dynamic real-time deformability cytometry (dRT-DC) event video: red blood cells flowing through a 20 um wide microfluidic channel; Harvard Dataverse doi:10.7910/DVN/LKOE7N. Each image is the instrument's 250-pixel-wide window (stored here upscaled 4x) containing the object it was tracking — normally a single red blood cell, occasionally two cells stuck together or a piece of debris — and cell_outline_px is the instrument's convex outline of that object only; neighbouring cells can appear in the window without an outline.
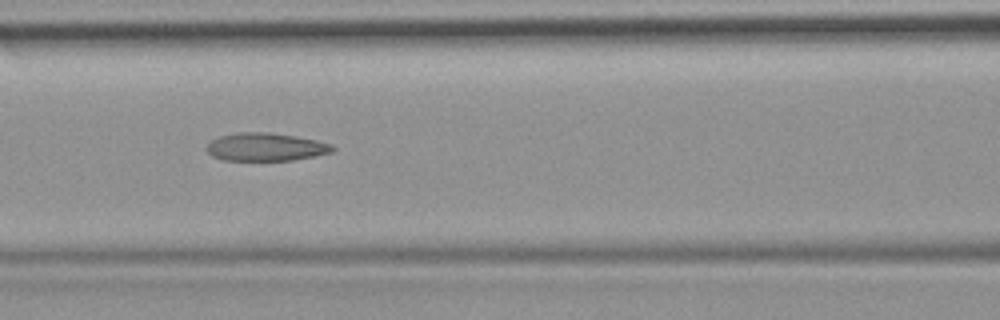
{"species": "common noctule bat (a hibernating species)", "species_latin": "Nyctalus noctula", "temperature_condition": "room temperature", "stored_images_in_passage": 33, "camera_frame_rate_fps": 3000, "um_per_image_px": 0.085, "animal": {"sex": "female", "body_mass_g": 19.9}, "frame": {"image": 1, "passage_image": 10, "time_ms": 3.0, "image_size_px": [1000, 320], "cell_outline_px": [[336, 148], [332, 152], [292, 160], [224, 160], [212, 156], [204, 148], [212, 140], [220, 136], [240, 132], [268, 132], [296, 136], [316, 140], [332, 144]], "centroid_in_image_um": [22.58, 12.49], "position_along_channel_um": 144.0, "area_um2": 20.46}}